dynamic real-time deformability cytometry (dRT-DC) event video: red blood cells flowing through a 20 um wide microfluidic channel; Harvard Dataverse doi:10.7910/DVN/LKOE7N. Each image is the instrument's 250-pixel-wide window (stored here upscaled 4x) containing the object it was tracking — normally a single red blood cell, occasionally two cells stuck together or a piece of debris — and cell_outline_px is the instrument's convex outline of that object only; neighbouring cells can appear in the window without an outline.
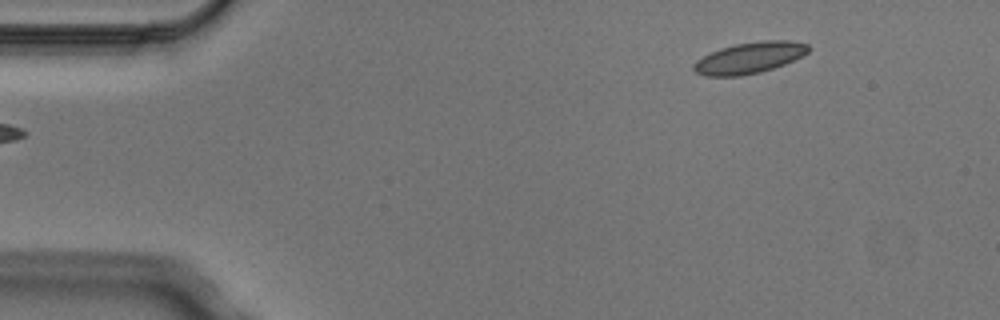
{"species": "Egyptian fruit bat (a non-hibernating species)", "species_latin": "Rousettus aegyptiacus", "temperature_condition": "cold", "stored_images_in_passage": 5, "segment_of_instrument_passage": [2, 2], "camera_frame_rate_fps": 3000, "um_per_image_px": 0.085, "animal": {"sex": "male"}, "frame": {"image": 1, "passage_image": 5, "time_ms": 1.333, "image_size_px": [1000, 320], "cell_outline_px": [[812, 48], [808, 52], [784, 64], [760, 72], [740, 76], [704, 76], [696, 72], [692, 68], [692, 64], [696, 60], [720, 48], [736, 44], [760, 40], [788, 40], [808, 44]], "centroid_in_image_um": [63.69, 4.91], "position_along_channel_um": 21.3, "area_um2": 20.81}}